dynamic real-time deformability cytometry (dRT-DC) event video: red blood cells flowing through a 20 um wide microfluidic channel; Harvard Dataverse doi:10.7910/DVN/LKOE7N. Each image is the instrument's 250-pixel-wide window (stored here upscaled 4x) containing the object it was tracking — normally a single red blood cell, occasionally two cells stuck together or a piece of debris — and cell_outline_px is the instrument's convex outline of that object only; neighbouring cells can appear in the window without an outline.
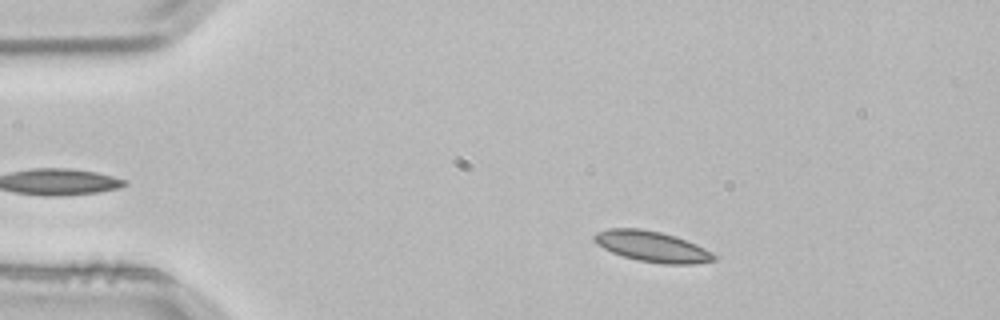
{"species": "common noctule bat (a hibernating species)", "species_latin": "Nyctalus noctula", "temperature_condition": "room temperature", "stored_images_in_passage": 2, "camera_frame_rate_fps": 3000, "um_per_image_px": 0.085, "animal": {"sex": "male", "body_mass_g": 21.5, "forearm_length_mm": 52.0}, "frame": {"image": 1, "passage_image": 1, "time_ms": 0.0, "image_size_px": [1000, 320], "cell_outline_px": [[716, 260], [692, 264], [664, 264], [636, 260], [612, 252], [596, 244], [592, 240], [592, 236], [596, 232], [608, 228], [640, 228], [660, 232], [676, 236], [696, 244], [712, 252], [716, 256]], "centroid_in_image_um": [55.4, 20.95], "position_along_channel_um": 29.6, "area_um2": 21.5}}